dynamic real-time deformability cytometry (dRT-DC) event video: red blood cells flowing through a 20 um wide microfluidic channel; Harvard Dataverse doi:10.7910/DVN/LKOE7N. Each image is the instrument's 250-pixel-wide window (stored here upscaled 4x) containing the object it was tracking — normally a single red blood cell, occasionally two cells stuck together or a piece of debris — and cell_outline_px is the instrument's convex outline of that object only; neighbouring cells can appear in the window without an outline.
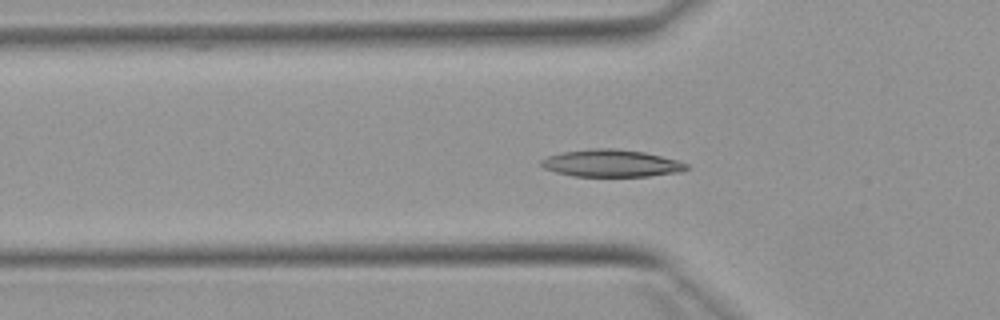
{"species": "Egyptian fruit bat (a non-hibernating species)", "species_latin": "Rousettus aegyptiacus", "temperature_condition": "warm", "stored_images_in_passage": 52, "camera_frame_rate_fps": 3000, "um_per_image_px": 0.085, "animal": {"sex": "female"}, "frame": {"image": 1, "passage_image": 17, "time_ms": 5.333, "image_size_px": [1000, 320], "cell_outline_px": [[688, 168], [680, 172], [648, 176], [572, 176], [556, 172], [544, 168], [540, 164], [540, 160], [548, 156], [564, 152], [596, 148], [612, 148], [644, 152], [676, 160], [688, 164]], "centroid_in_image_um": [51.95, 13.88], "position_along_channel_um": 73.9, "area_um2": 22.83}}
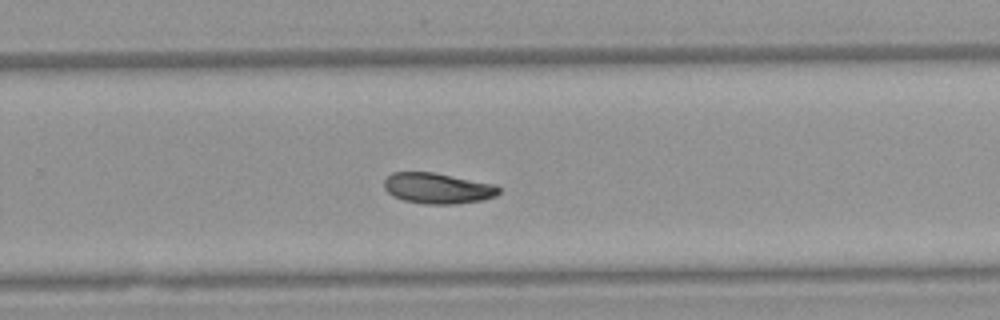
{"frame": {"image": 2, "passage_image": 34, "time_ms": 11.0, "image_size_px": [1000, 320], "cell_outline_px": [[500, 192], [496, 196], [484, 200], [456, 204], [424, 204], [404, 200], [392, 196], [384, 188], [384, 180], [392, 172], [432, 172], [496, 184], [500, 188]], "centroid_in_image_um": [37.22, 16.01], "position_along_channel_um": 292.6, "area_um2": 20.69}}
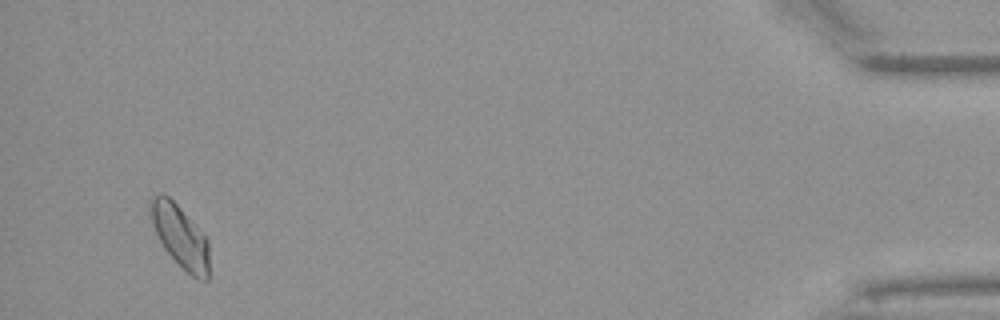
{"frame": {"image": 3, "passage_image": 50, "time_ms": 16.333, "image_size_px": [1000, 320], "cell_outline_px": [[208, 280], [200, 280], [192, 276], [164, 248], [156, 232], [148, 212], [148, 200], [152, 196], [160, 192], [168, 196], [180, 208], [208, 240]], "centroid_in_image_um": [15.27, 20.03], "position_along_channel_um": 419.9, "area_um2": 20.98}, "authors_computed_cell_mechanics": {"area_um2": 20.9814, "velocity_mm_per_s": 3.8711, "shape_relaxation_time_tau1_ms": 5.0928, "shape_relaxation_time_tau2_ms": null, "deformation_change_tau1": 0.1477, "deformation_change_tau2": null}}